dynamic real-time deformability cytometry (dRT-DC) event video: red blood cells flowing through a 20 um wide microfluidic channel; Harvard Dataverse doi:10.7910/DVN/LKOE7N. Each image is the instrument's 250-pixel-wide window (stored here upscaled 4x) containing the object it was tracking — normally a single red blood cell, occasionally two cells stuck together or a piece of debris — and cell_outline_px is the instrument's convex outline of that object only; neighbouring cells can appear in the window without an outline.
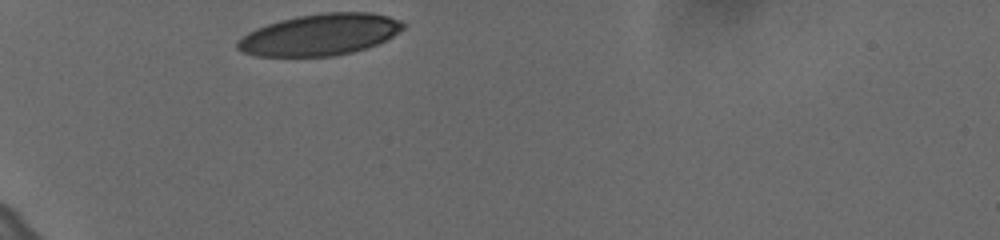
{"species": "human", "species_latin": "Homo sapiens", "temperature_condition": "cold", "stored_images_in_passage": 31, "camera_frame_rate_fps": 3000, "um_per_image_px": 0.085, "donor": {"sex": "female"}, "frame": {"image": 1, "passage_image": 1, "time_ms": 0.0, "image_size_px": [1000, 240], "cell_outline_px": [[404, 28], [392, 36], [376, 44], [352, 52], [332, 56], [256, 56], [244, 52], [236, 48], [236, 40], [248, 32], [256, 28], [280, 20], [296, 16], [324, 12], [372, 12], [388, 16], [400, 20], [404, 24]], "centroid_in_image_um": [27.16, 2.93], "position_along_channel_um": 57.8, "area_um2": 39.94}}
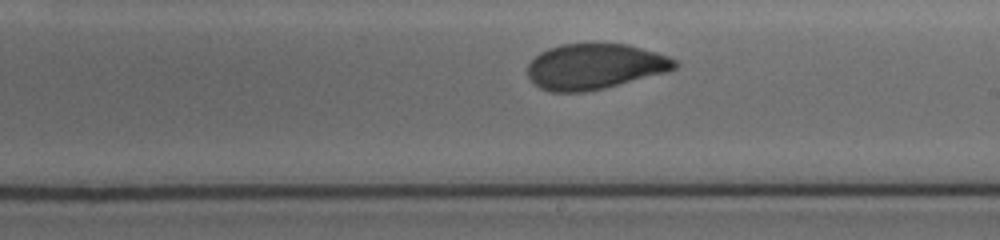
{"frame": {"image": 2, "passage_image": 18, "time_ms": 5.667, "image_size_px": [1000, 240], "cell_outline_px": [[680, 64], [676, 68], [668, 72], [604, 88], [584, 92], [552, 92], [540, 88], [528, 76], [528, 64], [540, 52], [548, 48], [560, 44], [624, 44], [656, 52], [668, 56], [676, 60]], "centroid_in_image_um": [50.57, 5.66], "position_along_channel_um": 238.4, "area_um2": 38.96}}
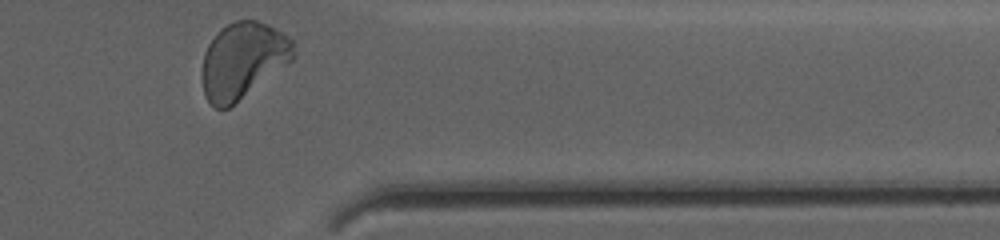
{"frame": {"image": 3, "passage_image": 31, "time_ms": 10.0, "image_size_px": [1000, 240], "cell_outline_px": [[292, 60], [228, 108], [216, 108], [204, 96], [200, 76], [204, 52], [208, 44], [216, 32], [220, 28], [236, 20], [256, 20], [268, 24], [288, 36], [292, 40]], "centroid_in_image_um": [20.57, 5.12], "position_along_channel_um": 390.8, "area_um2": 40.23}, "authors_computed_cell_mechanics": {"area_um2": 39.9398, "velocity_mm_per_s": 3.6089, "shape_relaxation_time_tau1_ms": 4.9433, "shape_relaxation_time_tau2_ms": 1.0427, "deformation_change_tau1": 0.154, "deformation_change_tau2": 0.0576}}